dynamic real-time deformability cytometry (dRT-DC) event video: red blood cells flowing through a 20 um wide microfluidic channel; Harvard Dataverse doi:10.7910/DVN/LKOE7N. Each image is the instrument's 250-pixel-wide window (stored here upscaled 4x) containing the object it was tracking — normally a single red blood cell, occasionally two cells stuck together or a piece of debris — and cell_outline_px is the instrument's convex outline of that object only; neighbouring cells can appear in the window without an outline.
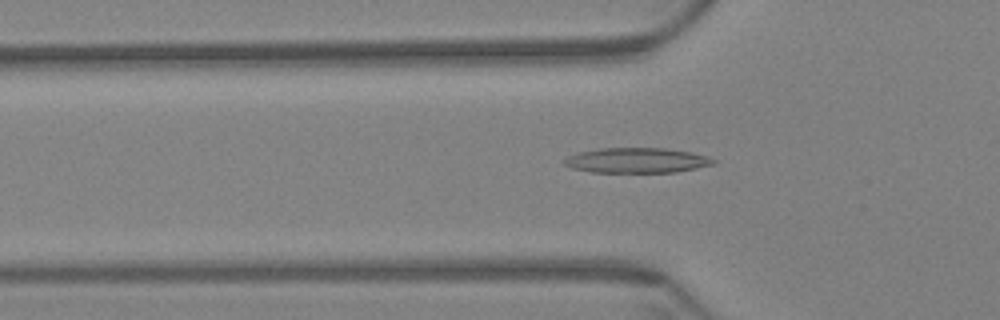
{"species": "Egyptian fruit bat (a non-hibernating species)", "species_latin": "Rousettus aegyptiacus", "temperature_condition": "warm", "stored_images_in_passage": 60, "camera_frame_rate_fps": 3000, "um_per_image_px": 0.085, "animal": {"sex": "female"}, "frame": {"image": 1, "passage_image": 20, "time_ms": 6.333, "image_size_px": [1000, 320], "cell_outline_px": [[716, 164], [676, 172], [592, 172], [572, 168], [564, 164], [564, 160], [568, 156], [580, 152], [600, 148], [664, 148], [688, 152], [704, 156], [716, 160]], "centroid_in_image_um": [54.11, 13.63], "position_along_channel_um": 71.7, "area_um2": 21.56}}
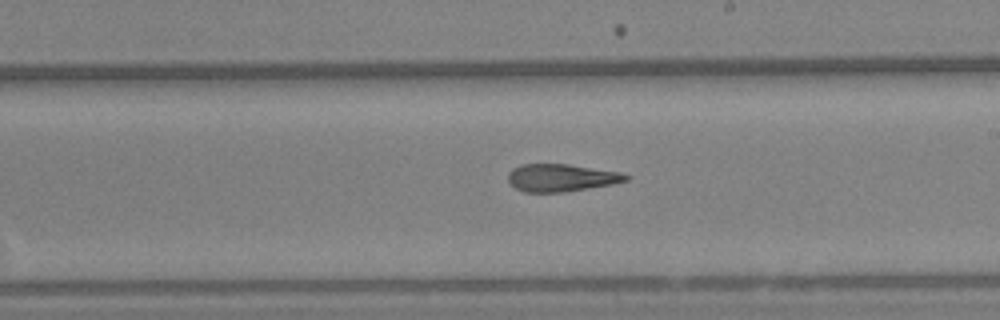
{"frame": {"image": 2, "passage_image": 35, "time_ms": 11.333, "image_size_px": [1000, 320], "cell_outline_px": [[632, 176], [628, 180], [612, 184], [564, 192], [524, 192], [516, 188], [508, 180], [508, 172], [512, 168], [520, 164], [568, 164], [620, 172]], "centroid_in_image_um": [47.7, 15.1], "position_along_channel_um": 241.3, "area_um2": 18.9}}
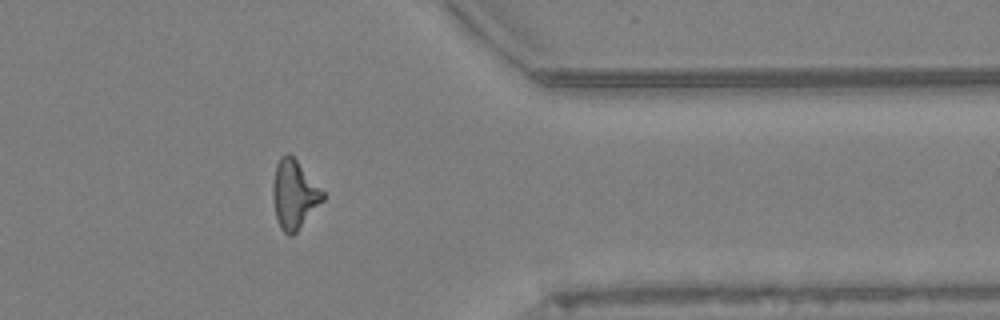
{"frame": {"image": 3, "passage_image": 49, "time_ms": 16.0, "image_size_px": [1000, 320], "cell_outline_px": [[324, 200], [296, 232], [292, 236], [288, 236], [280, 228], [276, 220], [272, 196], [272, 184], [276, 164], [280, 156], [284, 152], [288, 152], [296, 160], [324, 192]], "centroid_in_image_um": [24.97, 16.53], "position_along_channel_um": 386.4, "area_um2": 20.06}, "authors_computed_cell_mechanics": {"area_um2": 19.8832, "velocity_mm_per_s": 3.395, "shape_relaxation_time_tau1_ms": null, "shape_relaxation_time_tau2_ms": 6.3509, "deformation_change_tau1": null, "deformation_change_tau2": 0.1786}}